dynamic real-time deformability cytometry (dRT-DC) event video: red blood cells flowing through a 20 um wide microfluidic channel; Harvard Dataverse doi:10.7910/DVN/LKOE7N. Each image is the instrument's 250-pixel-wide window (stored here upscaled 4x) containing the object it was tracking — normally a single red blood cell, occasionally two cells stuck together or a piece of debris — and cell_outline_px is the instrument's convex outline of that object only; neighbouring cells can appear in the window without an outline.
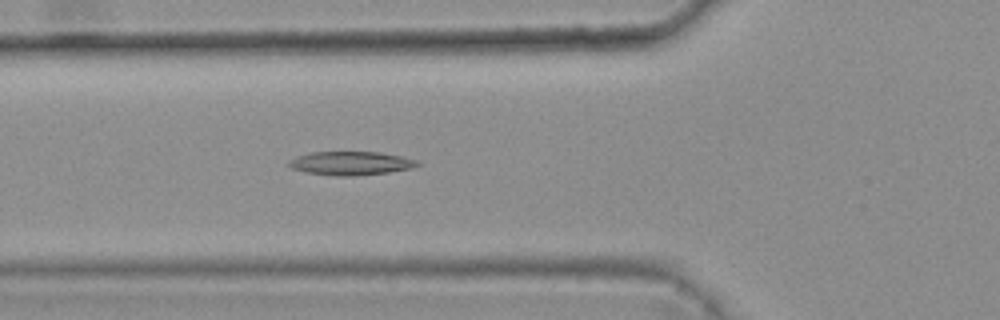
{"species": "common noctule bat (a hibernating species)", "species_latin": "Nyctalus noctula", "temperature_condition": "warm", "stored_images_in_passage": 32, "camera_frame_rate_fps": 3000, "um_per_image_px": 0.085, "animal": {"sex": "female", "body_mass_g": 25.1}, "frame": {"image": 1, "passage_image": 5, "time_ms": 1.333, "image_size_px": [1000, 320], "cell_outline_px": [[420, 164], [412, 168], [388, 172], [352, 176], [332, 176], [308, 172], [292, 168], [288, 164], [288, 160], [296, 156], [312, 152], [380, 152], [400, 156], [416, 160]], "centroid_in_image_um": [29.79, 13.87], "position_along_channel_um": 96.0, "area_um2": 17.57}}